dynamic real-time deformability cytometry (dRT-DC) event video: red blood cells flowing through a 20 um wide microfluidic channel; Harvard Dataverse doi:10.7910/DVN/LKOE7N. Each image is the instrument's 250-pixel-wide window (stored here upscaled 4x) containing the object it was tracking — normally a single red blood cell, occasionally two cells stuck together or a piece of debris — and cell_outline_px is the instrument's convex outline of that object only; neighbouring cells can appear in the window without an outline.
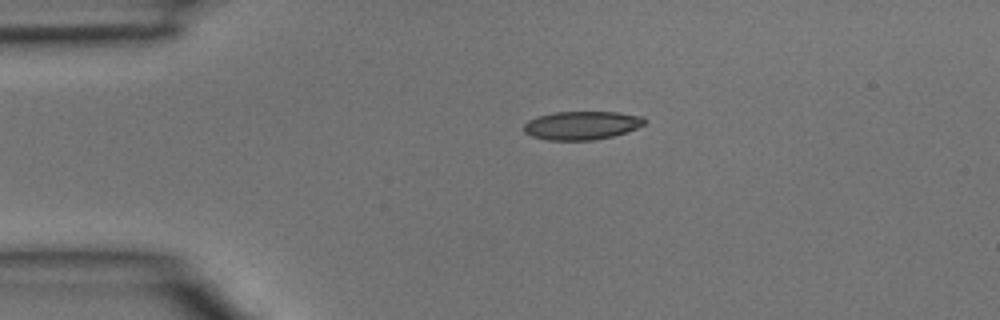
{"species": "common noctule bat (a hibernating species)", "species_latin": "Nyctalus noctula", "temperature_condition": "room temperature", "stored_images_in_passage": 2, "camera_frame_rate_fps": 3000, "um_per_image_px": 0.085, "animal": {"sex": "male", "body_mass_g": 15.6}, "frame": {"image": 1, "passage_image": 1, "time_ms": 0.0, "image_size_px": [1000, 320], "cell_outline_px": [[648, 120], [644, 124], [636, 128], [612, 136], [592, 140], [548, 140], [532, 136], [524, 132], [524, 124], [528, 120], [536, 116], [556, 112], [616, 112], [644, 116]], "centroid_in_image_um": [49.44, 10.65], "position_along_channel_um": 35.6, "area_um2": 20.0}}